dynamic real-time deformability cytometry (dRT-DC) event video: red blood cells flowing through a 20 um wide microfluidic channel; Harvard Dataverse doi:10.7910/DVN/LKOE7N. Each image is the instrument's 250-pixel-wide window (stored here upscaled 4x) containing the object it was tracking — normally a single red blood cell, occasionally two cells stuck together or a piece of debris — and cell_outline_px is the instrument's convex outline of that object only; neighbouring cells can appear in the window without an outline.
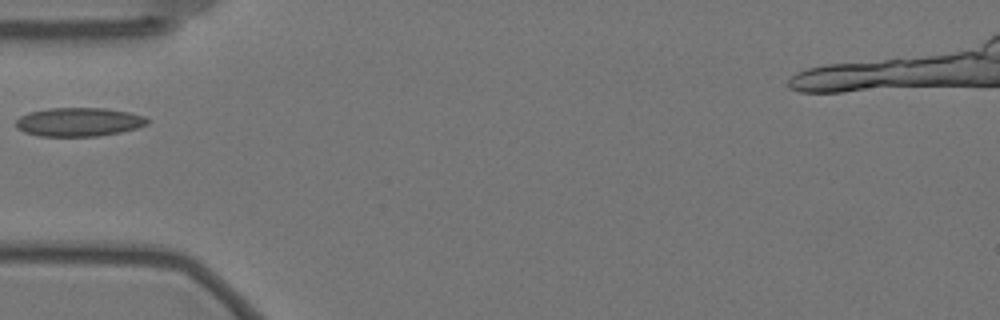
{"species": "Egyptian fruit bat (a non-hibernating species)", "species_latin": "Rousettus aegyptiacus", "temperature_condition": "warm", "stored_images_in_passage": 35, "camera_frame_rate_fps": 3000, "um_per_image_px": 0.085, "animal": {"sex": "female"}, "frame": {"image": 1, "passage_image": 1, "time_ms": 0.0, "image_size_px": [1000, 320], "cell_outline_px": [[152, 120], [148, 124], [136, 128], [120, 132], [96, 136], [40, 136], [24, 132], [16, 128], [16, 120], [20, 116], [28, 112], [48, 108], [104, 108], [128, 112], [144, 116]], "centroid_in_image_um": [6.7, 10.36], "position_along_channel_um": 78.3, "area_um2": 22.08}}
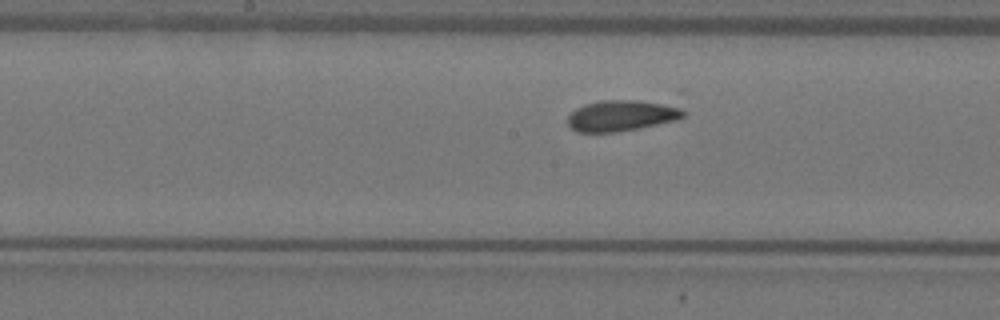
{"frame": {"image": 2, "passage_image": 11, "time_ms": 3.333, "image_size_px": [1000, 320], "cell_outline_px": [[684, 116], [676, 120], [616, 132], [576, 132], [568, 124], [568, 116], [576, 108], [584, 104], [600, 100], [640, 100], [664, 104], [680, 108], [684, 112]], "centroid_in_image_um": [52.77, 9.82], "position_along_channel_um": 195.4, "area_um2": 20.58}}
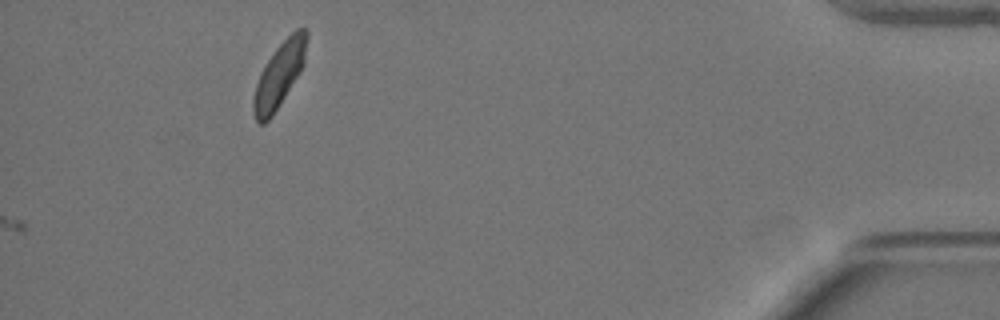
{"frame": {"image": 3, "passage_image": 35, "time_ms": 11.333, "image_size_px": [1000, 320], "cell_outline_px": [[308, 36], [304, 64], [300, 72], [280, 104], [272, 116], [264, 124], [260, 124], [256, 120], [252, 112], [252, 100], [256, 84], [260, 72], [276, 48], [296, 28], [304, 28], [308, 32]], "centroid_in_image_um": [23.73, 6.37], "position_along_channel_um": 411.5, "area_um2": 20.06}}